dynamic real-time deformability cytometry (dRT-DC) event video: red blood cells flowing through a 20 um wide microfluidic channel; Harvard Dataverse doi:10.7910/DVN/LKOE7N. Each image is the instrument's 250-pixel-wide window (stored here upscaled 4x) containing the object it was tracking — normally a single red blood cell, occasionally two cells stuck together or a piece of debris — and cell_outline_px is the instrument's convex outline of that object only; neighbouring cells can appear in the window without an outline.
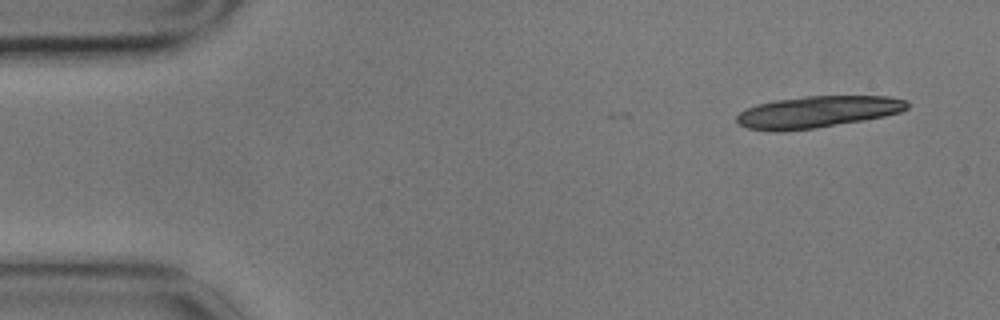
{"species": "common noctule bat (a hibernating species)", "species_latin": "Nyctalus noctula", "temperature_condition": "cold", "stored_images_in_passage": 4, "camera_frame_rate_fps": 3000, "um_per_image_px": 0.085, "animal": {"sex": "male", "body_mass_g": 17.9}, "frame": {"image": 1, "passage_image": 1, "time_ms": 0.0, "image_size_px": [1000, 320], "cell_outline_px": [[908, 108], [900, 112], [884, 116], [864, 120], [816, 128], [780, 132], [772, 132], [748, 128], [740, 124], [736, 120], [736, 116], [744, 108], [756, 104], [776, 100], [804, 96], [888, 96], [908, 100]], "centroid_in_image_um": [69.46, 9.51], "position_along_channel_um": 15.5, "area_um2": 31.73}}